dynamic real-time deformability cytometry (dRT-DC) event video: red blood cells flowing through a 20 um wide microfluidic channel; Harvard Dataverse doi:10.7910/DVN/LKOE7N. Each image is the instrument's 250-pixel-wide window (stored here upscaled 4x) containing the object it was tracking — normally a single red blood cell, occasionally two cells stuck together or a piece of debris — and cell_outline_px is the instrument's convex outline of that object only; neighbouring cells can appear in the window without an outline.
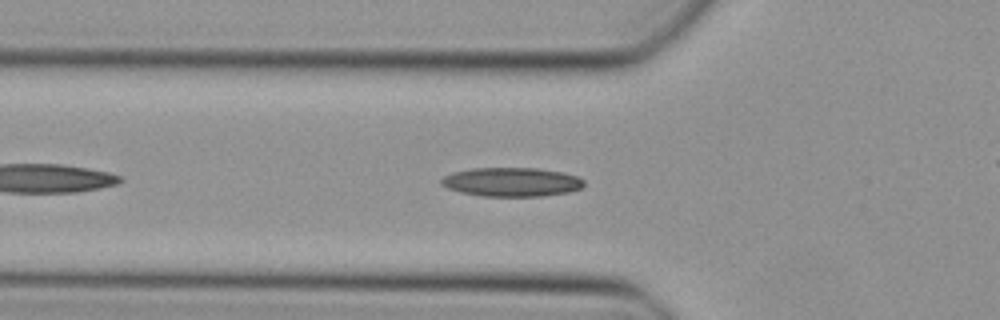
{"species": "Egyptian fruit bat (a non-hibernating species)", "species_latin": "Rousettus aegyptiacus", "temperature_condition": "cold", "stored_images_in_passage": 31, "camera_frame_rate_fps": 3000, "um_per_image_px": 0.085, "animal": {"sex": "female"}, "frame": {"image": 1, "passage_image": 5, "time_ms": 1.333, "image_size_px": [1000, 320], "cell_outline_px": [[584, 184], [580, 188], [568, 192], [540, 196], [484, 196], [460, 192], [448, 188], [440, 184], [440, 180], [444, 176], [452, 172], [472, 168], [536, 168], [564, 172], [576, 176], [584, 180]], "centroid_in_image_um": [43.46, 15.46], "position_along_channel_um": 82.3, "area_um2": 24.04}}
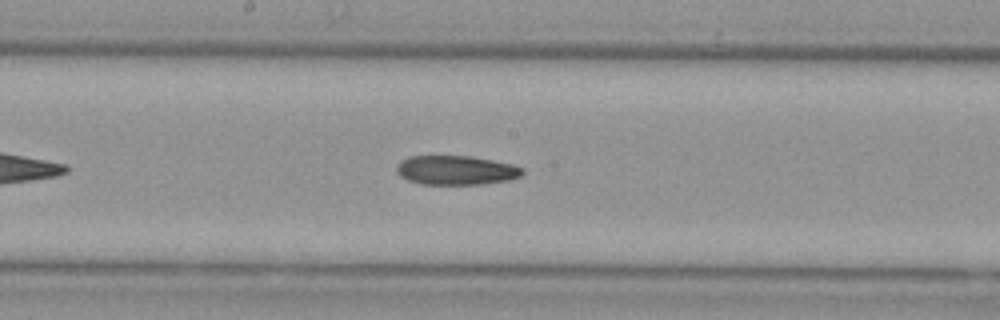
{"frame": {"image": 2, "passage_image": 14, "time_ms": 4.333, "image_size_px": [1000, 320], "cell_outline_px": [[524, 172], [520, 176], [508, 180], [484, 184], [420, 184], [408, 180], [400, 176], [396, 172], [396, 164], [400, 160], [408, 156], [472, 156], [512, 164], [524, 168]], "centroid_in_image_um": [38.74, 14.46], "position_along_channel_um": 209.5, "area_um2": 21.62}}
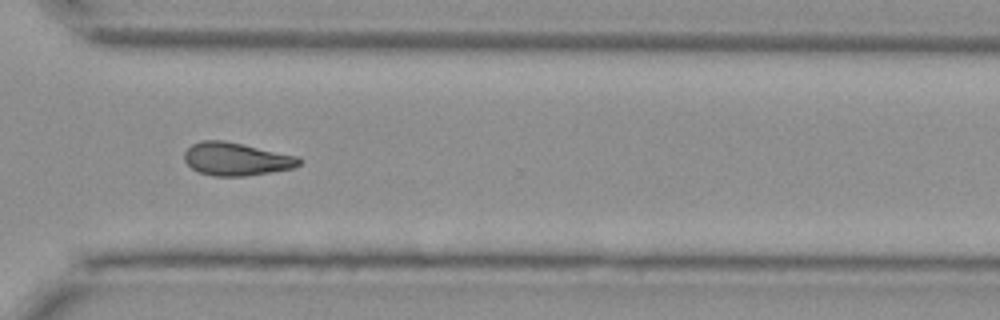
{"frame": {"image": 3, "passage_image": 24, "time_ms": 7.667, "image_size_px": [1000, 320], "cell_outline_px": [[300, 164], [292, 168], [244, 176], [212, 176], [200, 172], [192, 168], [184, 160], [184, 152], [192, 144], [200, 140], [224, 140], [300, 156]], "centroid_in_image_um": [20.07, 13.5], "position_along_channel_um": 350.5, "area_um2": 22.02}}